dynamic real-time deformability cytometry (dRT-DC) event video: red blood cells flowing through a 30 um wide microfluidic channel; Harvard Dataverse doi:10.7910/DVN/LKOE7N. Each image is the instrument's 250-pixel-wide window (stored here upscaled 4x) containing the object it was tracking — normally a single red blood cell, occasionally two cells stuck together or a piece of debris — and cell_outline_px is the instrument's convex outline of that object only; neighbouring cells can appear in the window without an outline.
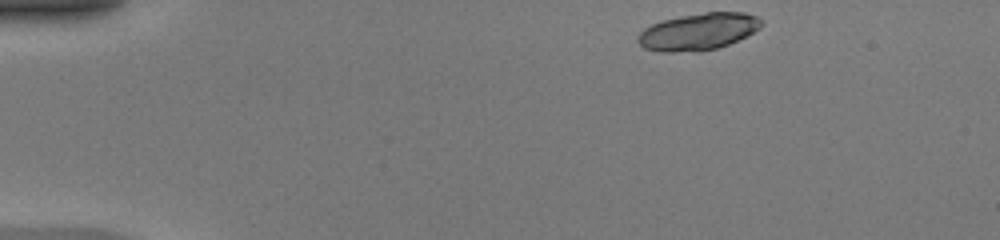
{"species": "common noctule bat (a hibernating species)", "species_latin": "Nyctalus noctula", "temperature_condition": "warm", "stored_images_in_passage": 42, "camera_frame_rate_fps": 3000, "um_per_image_px": 0.085, "animal": {"sex": "female", "body_mass_g": 20.0, "forearm_length_mm": 54.0}, "frame": {"image": 1, "passage_image": 1, "time_ms": 0.0, "image_size_px": [1000, 240], "cell_outline_px": [[764, 24], [760, 28], [728, 44], [716, 48], [700, 52], [660, 52], [644, 48], [636, 40], [636, 36], [644, 28], [652, 24], [664, 20], [680, 16], [704, 12], [744, 12], [756, 16], [764, 20]], "centroid_in_image_um": [59.34, 2.69], "position_along_channel_um": 25.7, "area_um2": 26.7}}